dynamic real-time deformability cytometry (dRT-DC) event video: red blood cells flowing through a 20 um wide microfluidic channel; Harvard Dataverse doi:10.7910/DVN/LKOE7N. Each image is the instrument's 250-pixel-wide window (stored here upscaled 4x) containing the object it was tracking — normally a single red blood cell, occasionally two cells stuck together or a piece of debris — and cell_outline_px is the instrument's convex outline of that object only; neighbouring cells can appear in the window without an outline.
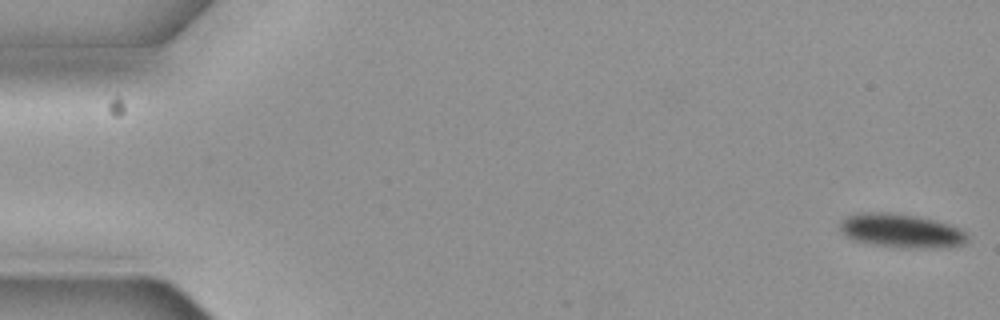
{"species": "common noctule bat (a hibernating species)", "species_latin": "Nyctalus noctula", "temperature_condition": "cold", "stored_images_in_passage": 6, "camera_frame_rate_fps": 3000, "um_per_image_px": 0.085, "animal": {"sex": "female", "body_mass_g": 19.3, "forearm_length_mm": 54.1}, "frame": {"image": 1, "passage_image": 1, "time_ms": 0.0, "image_size_px": [1000, 320], "cell_outline_px": [[968, 240], [964, 244], [876, 244], [856, 240], [848, 236], [840, 228], [840, 220], [844, 216], [856, 212], [900, 212], [920, 216], [952, 224], [960, 228], [968, 236]], "centroid_in_image_um": [76.52, 19.48], "position_along_channel_um": 8.5, "area_um2": 23.76}}
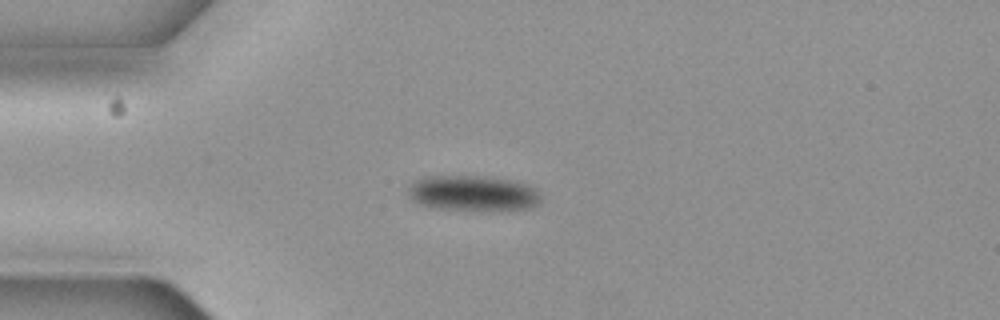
{"frame": {"image": 2, "passage_image": 4, "time_ms": 1.0, "image_size_px": [1000, 320], "cell_outline_px": [[540, 204], [528, 208], [436, 208], [420, 204], [412, 200], [408, 196], [408, 184], [412, 180], [424, 176], [488, 176], [508, 180], [524, 184], [532, 188], [540, 196]], "centroid_in_image_um": [40.08, 16.38], "position_along_channel_um": 44.9, "area_um2": 26.65}}